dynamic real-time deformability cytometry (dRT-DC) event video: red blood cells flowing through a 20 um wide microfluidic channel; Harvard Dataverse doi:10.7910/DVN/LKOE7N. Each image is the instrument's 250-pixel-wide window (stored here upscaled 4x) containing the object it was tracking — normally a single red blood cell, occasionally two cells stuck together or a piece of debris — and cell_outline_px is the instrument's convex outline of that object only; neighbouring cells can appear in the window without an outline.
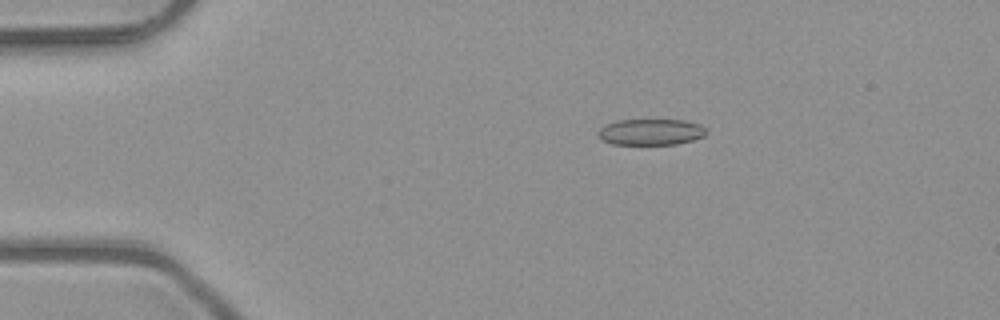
{"species": "common noctule bat (a hibernating species)", "species_latin": "Nyctalus noctula", "temperature_condition": "room temperature", "stored_images_in_passage": 3, "camera_frame_rate_fps": 3000, "um_per_image_px": 0.085, "animal": {"sex": "male", "body_mass_g": 23.1, "forearm_length_mm": 52.7}, "frame": {"image": 1, "passage_image": 1, "time_ms": 0.0, "image_size_px": [1000, 320], "cell_outline_px": [[708, 132], [704, 136], [692, 140], [676, 144], [612, 144], [604, 140], [596, 132], [600, 128], [616, 120], [684, 120], [700, 124]], "centroid_in_image_um": [55.34, 11.21], "position_along_channel_um": 29.7, "area_um2": 16.36}}
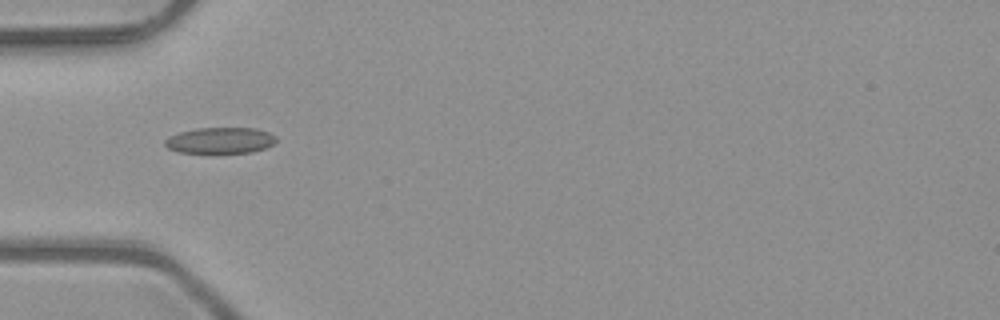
{"frame": {"image": 2, "passage_image": 3, "time_ms": 0.667, "image_size_px": [1000, 320], "cell_outline_px": [[276, 140], [268, 148], [252, 152], [216, 156], [212, 156], [176, 152], [168, 148], [164, 144], [164, 140], [168, 136], [180, 132], [196, 128], [256, 128], [268, 132], [276, 136]], "centroid_in_image_um": [18.68, 12.0], "position_along_channel_um": 66.3, "area_um2": 18.03}}